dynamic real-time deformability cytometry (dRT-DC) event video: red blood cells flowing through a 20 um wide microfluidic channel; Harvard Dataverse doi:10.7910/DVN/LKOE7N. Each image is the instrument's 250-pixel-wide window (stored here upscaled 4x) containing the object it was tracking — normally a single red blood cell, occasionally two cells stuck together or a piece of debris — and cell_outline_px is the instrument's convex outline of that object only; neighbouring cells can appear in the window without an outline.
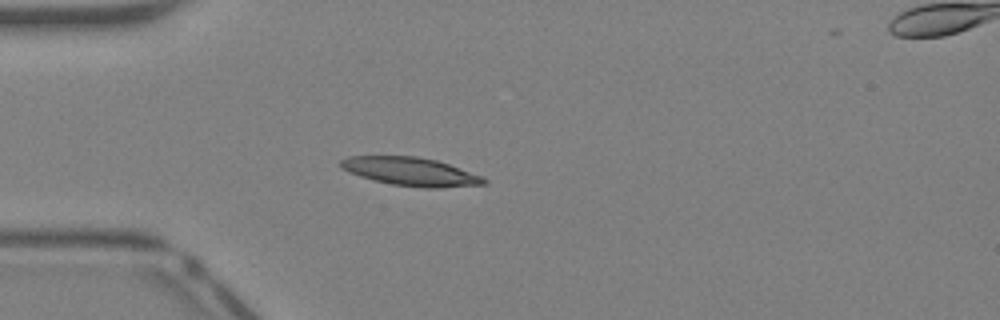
{"species": "Egyptian fruit bat (a non-hibernating species)", "species_latin": "Rousettus aegyptiacus", "temperature_condition": "warm", "stored_images_in_passage": 31, "camera_frame_rate_fps": 3000, "um_per_image_px": 0.085, "animal": {"sex": "female"}, "frame": {"image": 1, "passage_image": 1, "time_ms": 0.0, "image_size_px": [1000, 320], "cell_outline_px": [[488, 184], [440, 188], [424, 188], [392, 184], [360, 176], [348, 172], [340, 168], [340, 160], [348, 156], [416, 156], [436, 160], [484, 176], [488, 180]], "centroid_in_image_um": [34.94, 14.59], "position_along_channel_um": 50.1, "area_um2": 23.76}}
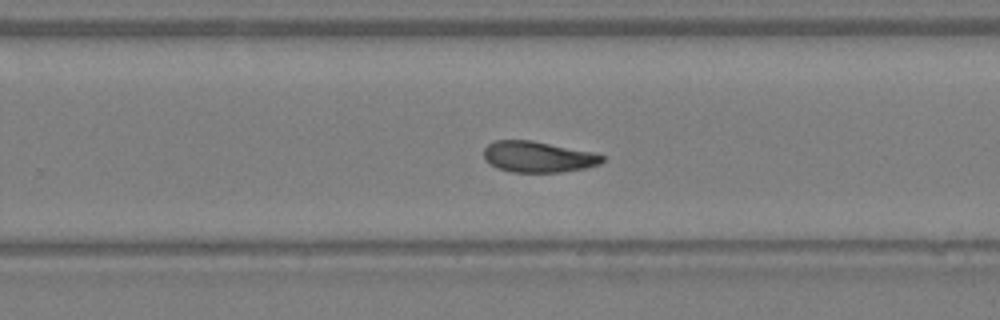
{"frame": {"image": 2, "passage_image": 16, "time_ms": 5.0, "image_size_px": [1000, 320], "cell_outline_px": [[604, 160], [600, 164], [584, 168], [560, 172], [512, 172], [500, 168], [484, 160], [484, 148], [488, 144], [496, 140], [532, 140], [596, 152], [604, 156]], "centroid_in_image_um": [45.76, 13.32], "position_along_channel_um": 284.0, "area_um2": 21.44}}
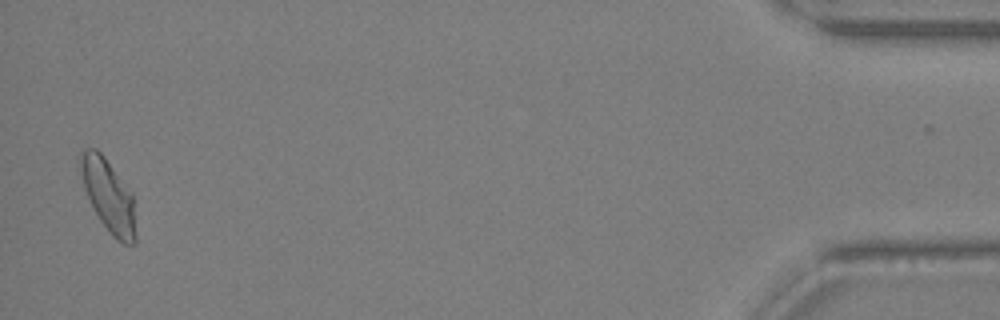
{"frame": {"image": 3, "passage_image": 30, "time_ms": 9.667, "image_size_px": [1000, 320], "cell_outline_px": [[136, 244], [124, 244], [116, 240], [112, 236], [100, 220], [84, 188], [80, 168], [80, 152], [84, 148], [96, 148], [104, 156], [132, 192], [136, 236]], "centroid_in_image_um": [9.23, 16.63], "position_along_channel_um": 426.0, "area_um2": 23.18}, "authors_computed_cell_mechanics": {"area_um2": 21.964, "velocity_mm_per_s": 4.9547, "shape_relaxation_time_tau1_ms": null, "shape_relaxation_time_tau2_ms": 9.181, "deformation_change_tau1": null, "deformation_change_tau2": 0.1989}}